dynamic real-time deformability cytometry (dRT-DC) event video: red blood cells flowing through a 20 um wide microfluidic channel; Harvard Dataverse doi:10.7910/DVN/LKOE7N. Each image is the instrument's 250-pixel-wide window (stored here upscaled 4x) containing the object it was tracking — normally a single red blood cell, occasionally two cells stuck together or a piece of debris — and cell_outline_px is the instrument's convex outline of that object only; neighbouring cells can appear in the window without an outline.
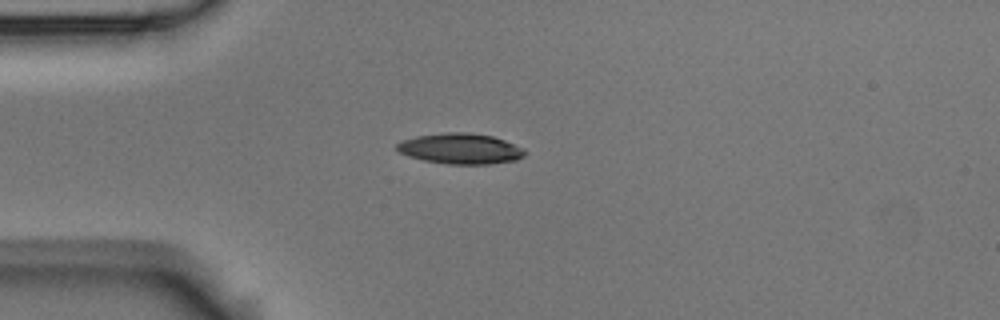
{"species": "Egyptian fruit bat (a non-hibernating species)", "species_latin": "Rousettus aegyptiacus", "temperature_condition": "room temperature", "stored_images_in_passage": 1, "camera_frame_rate_fps": 3000, "um_per_image_px": 0.085, "animal": {"sex": "male"}, "frame": {"image": 1, "passage_image": 1, "time_ms": 0.0, "image_size_px": [1000, 320], "cell_outline_px": [[528, 152], [524, 156], [516, 160], [488, 164], [448, 164], [424, 160], [408, 156], [400, 152], [396, 148], [396, 144], [400, 140], [416, 136], [448, 132], [468, 132], [492, 136], [504, 140], [524, 148]], "centroid_in_image_um": [39.15, 12.63], "position_along_channel_um": 45.9, "area_um2": 22.89}}